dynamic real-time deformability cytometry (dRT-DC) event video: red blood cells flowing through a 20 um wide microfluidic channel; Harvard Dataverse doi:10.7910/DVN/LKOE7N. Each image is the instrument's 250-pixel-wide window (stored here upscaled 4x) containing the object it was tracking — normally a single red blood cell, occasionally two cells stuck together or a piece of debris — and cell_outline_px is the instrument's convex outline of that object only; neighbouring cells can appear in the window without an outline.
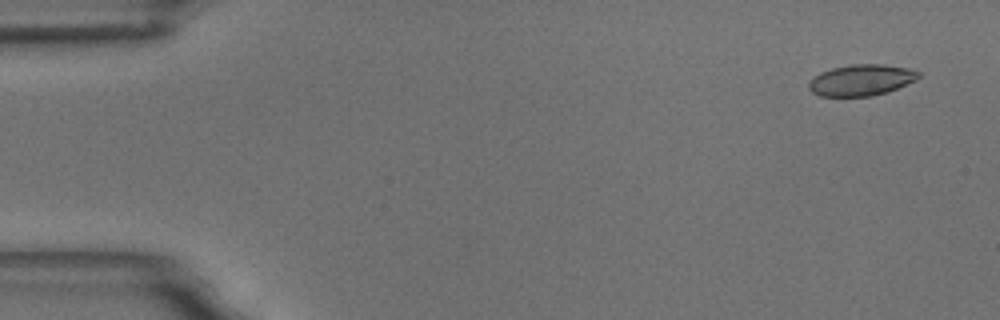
{"species": "common noctule bat (a hibernating species)", "species_latin": "Nyctalus noctula", "temperature_condition": "room temperature", "stored_images_in_passage": 5, "camera_frame_rate_fps": 3000, "um_per_image_px": 0.085, "animal": {"sex": "male", "body_mass_g": 18.8}, "frame": {"image": 1, "passage_image": 1, "time_ms": 0.0, "image_size_px": [1000, 320], "cell_outline_px": [[920, 76], [916, 80], [888, 92], [872, 96], [820, 96], [812, 92], [808, 88], [808, 84], [820, 72], [832, 68], [852, 64], [884, 64], [908, 68], [920, 72]], "centroid_in_image_um": [73.23, 6.8], "position_along_channel_um": 11.8, "area_um2": 19.94}}